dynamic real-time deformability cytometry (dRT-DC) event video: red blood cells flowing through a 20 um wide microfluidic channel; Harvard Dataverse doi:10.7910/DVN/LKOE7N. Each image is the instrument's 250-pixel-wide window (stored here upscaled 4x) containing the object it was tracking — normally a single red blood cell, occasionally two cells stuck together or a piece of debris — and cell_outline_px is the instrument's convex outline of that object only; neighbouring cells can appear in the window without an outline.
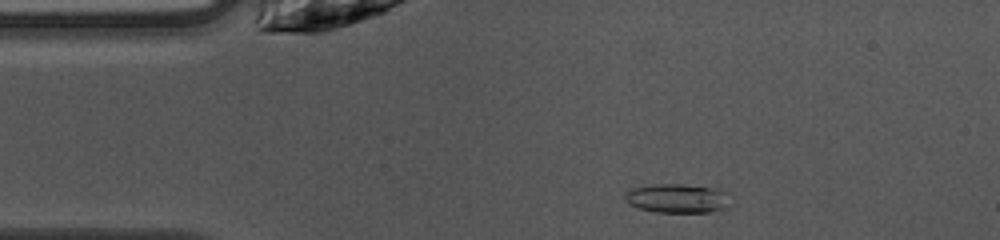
{"species": "common noctule bat (a hibernating species)", "species_latin": "Nyctalus noctula", "temperature_condition": "warm", "stored_images_in_passage": 28, "camera_frame_rate_fps": 3000, "um_per_image_px": 0.085, "animal": {"sex": "female", "body_mass_g": 10.0, "forearm_length_mm": 53.1}, "frame": {"image": 1, "passage_image": 7, "time_ms": 2.0, "image_size_px": [1000, 240], "cell_outline_px": [[736, 204], [728, 208], [708, 212], [656, 212], [640, 208], [624, 200], [624, 196], [632, 188], [656, 184], [684, 184], [708, 188], [728, 192]], "centroid_in_image_um": [57.7, 16.87], "position_along_channel_um": 27.3, "area_um2": 18.03}}
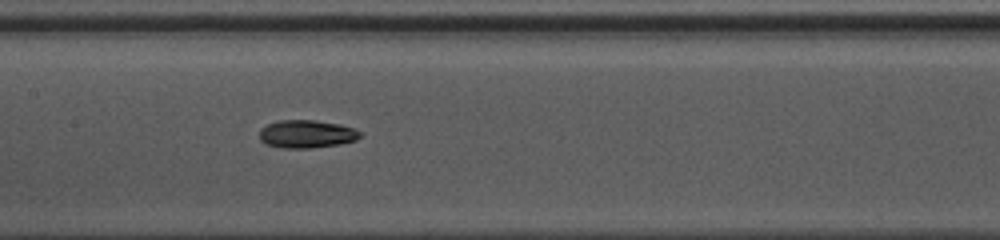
{"frame": {"image": 2, "passage_image": 21, "time_ms": 6.667, "image_size_px": [1000, 240], "cell_outline_px": [[360, 136], [356, 140], [340, 144], [312, 148], [280, 148], [264, 144], [260, 140], [260, 128], [268, 124], [280, 120], [316, 120], [340, 124], [356, 128], [360, 132]], "centroid_in_image_um": [26.06, 11.39], "position_along_channel_um": 181.3, "area_um2": 16.59}}
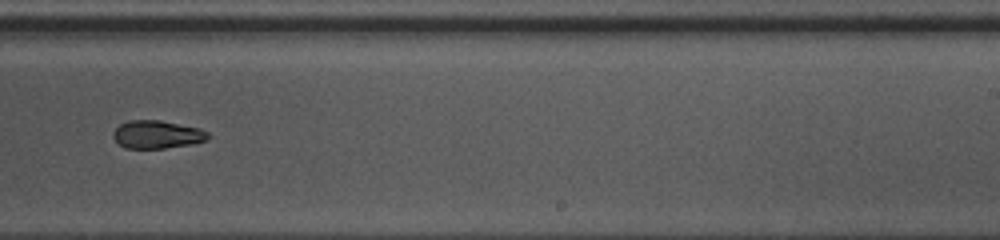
{"frame": {"image": 3, "passage_image": 28, "time_ms": 9.0, "image_size_px": [1000, 240], "cell_outline_px": [[212, 136], [204, 140], [192, 144], [164, 148], [124, 148], [112, 136], [112, 132], [120, 124], [128, 120], [160, 120], [200, 128], [208, 132]], "centroid_in_image_um": [13.35, 11.42], "position_along_channel_um": 275.6, "area_um2": 15.49}}